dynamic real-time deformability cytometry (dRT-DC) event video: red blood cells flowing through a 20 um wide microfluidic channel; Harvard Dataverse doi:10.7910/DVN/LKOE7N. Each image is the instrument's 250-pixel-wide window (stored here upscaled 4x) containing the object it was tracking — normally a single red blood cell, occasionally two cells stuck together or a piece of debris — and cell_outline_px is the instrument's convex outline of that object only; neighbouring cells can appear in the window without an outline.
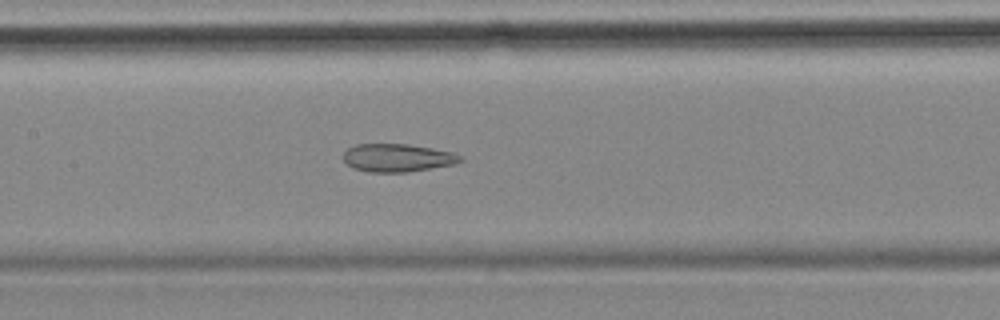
{"species": "common noctule bat (a hibernating species)", "species_latin": "Nyctalus noctula", "temperature_condition": "cold", "stored_images_in_passage": 56, "camera_frame_rate_fps": 3000, "um_per_image_px": 0.085, "animal": {"sex": "female", "body_mass_g": 18.4}, "frame": {"image": 1, "passage_image": 26, "time_ms": 8.333, "image_size_px": [1000, 320], "cell_outline_px": [[464, 160], [456, 164], [408, 172], [368, 172], [352, 168], [344, 160], [344, 152], [348, 148], [356, 144], [408, 144], [432, 148], [452, 152], [460, 156]], "centroid_in_image_um": [33.79, 13.42], "position_along_channel_um": 173.6, "area_um2": 19.13}}
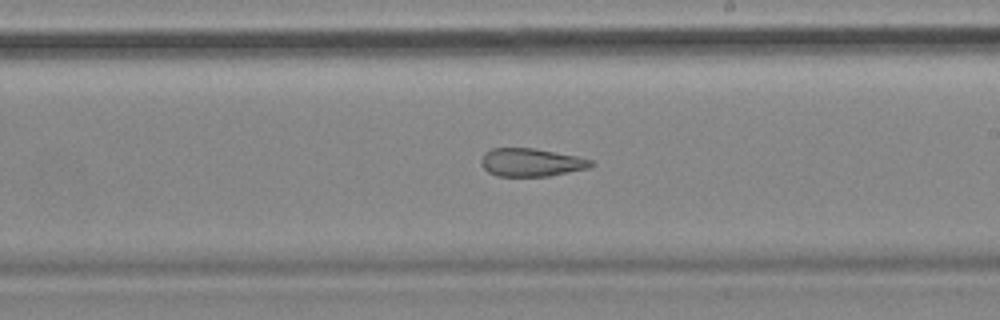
{"frame": {"image": 2, "passage_image": 32, "time_ms": 10.333, "image_size_px": [1000, 320], "cell_outline_px": [[596, 164], [588, 168], [548, 176], [496, 176], [488, 172], [480, 164], [480, 160], [484, 152], [492, 148], [532, 148], [580, 156], [592, 160]], "centroid_in_image_um": [45.15, 13.8], "position_along_channel_um": 243.9, "area_um2": 18.15}}
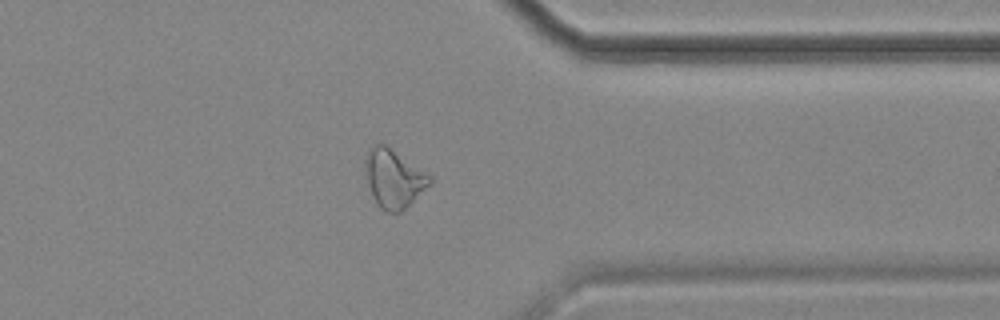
{"frame": {"image": 3, "passage_image": 44, "time_ms": 14.333, "image_size_px": [1000, 320], "cell_outline_px": [[432, 184], [400, 212], [388, 212], [380, 208], [368, 184], [364, 164], [364, 160], [368, 148], [376, 144], [384, 144], [432, 176]], "centroid_in_image_um": [33.47, 15.16], "position_along_channel_um": 377.9, "area_um2": 21.62}, "authors_computed_cell_mechanics": {"area_um2": 24.1604, "velocity_mm_per_s": 3.5251, "shape_relaxation_time_tau1_ms": null, "shape_relaxation_time_tau2_ms": 3.6531, "deformation_change_tau1": null, "deformation_change_tau2": 0.1258}}